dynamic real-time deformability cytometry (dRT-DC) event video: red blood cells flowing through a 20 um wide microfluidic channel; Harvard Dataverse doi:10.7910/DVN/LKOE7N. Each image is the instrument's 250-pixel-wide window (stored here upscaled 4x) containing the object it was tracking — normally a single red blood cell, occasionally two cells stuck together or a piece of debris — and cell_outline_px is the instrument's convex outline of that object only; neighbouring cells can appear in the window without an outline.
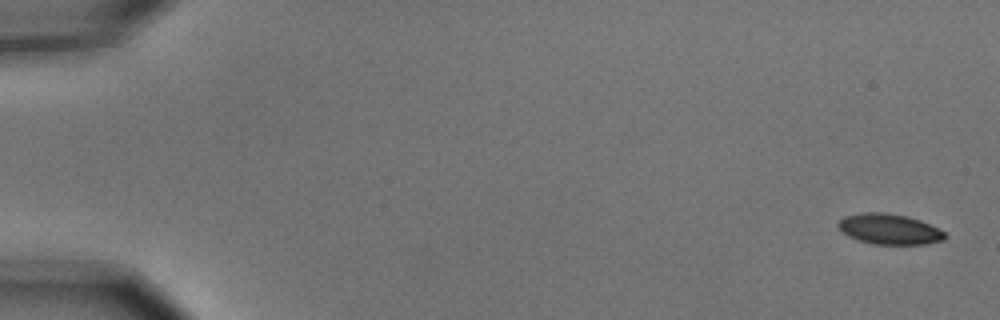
{"species": "common noctule bat (a hibernating species)", "species_latin": "Nyctalus noctula", "temperature_condition": "cold", "stored_images_in_passage": 6, "camera_frame_rate_fps": 3000, "um_per_image_px": 0.085, "animal": {"sex": "male", "body_mass_g": 15.6}, "frame": {"image": 1, "passage_image": 1, "time_ms": 0.0, "image_size_px": [1000, 320], "cell_outline_px": [[948, 236], [944, 240], [928, 244], [872, 244], [856, 240], [840, 232], [836, 224], [844, 216], [864, 212], [884, 212], [908, 216], [920, 220], [944, 232]], "centroid_in_image_um": [75.55, 19.48], "position_along_channel_um": 9.4, "area_um2": 19.19}}
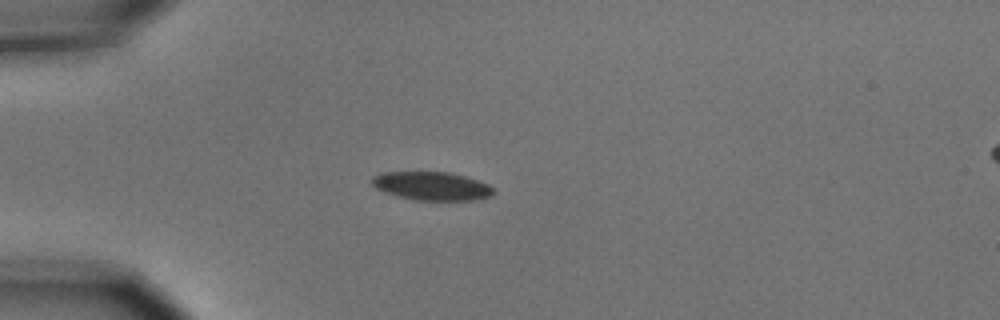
{"frame": {"image": 2, "passage_image": 5, "time_ms": 1.333, "image_size_px": [1000, 320], "cell_outline_px": [[492, 196], [472, 200], [416, 200], [396, 196], [376, 188], [372, 184], [372, 176], [380, 172], [448, 172], [464, 176], [488, 184], [492, 188]], "centroid_in_image_um": [36.66, 15.81], "position_along_channel_um": 48.3, "area_um2": 20.0}}